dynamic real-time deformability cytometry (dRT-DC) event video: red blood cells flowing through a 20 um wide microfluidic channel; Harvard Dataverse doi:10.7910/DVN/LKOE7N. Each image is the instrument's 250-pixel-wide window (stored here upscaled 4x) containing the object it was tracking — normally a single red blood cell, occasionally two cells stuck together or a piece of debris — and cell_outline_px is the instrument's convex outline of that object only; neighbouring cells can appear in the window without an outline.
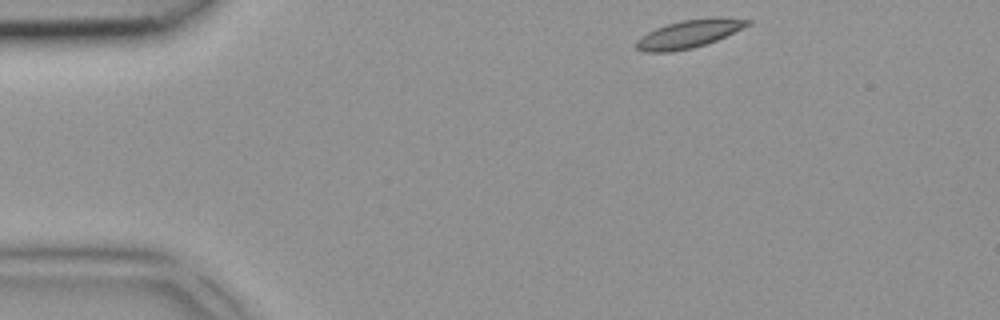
{"species": "common noctule bat (a hibernating species)", "species_latin": "Nyctalus noctula", "temperature_condition": "room temperature", "stored_images_in_passage": 3, "camera_frame_rate_fps": 3000, "um_per_image_px": 0.085, "animal": {"sex": "female", "body_mass_g": 18.4}, "frame": {"image": 1, "passage_image": 1, "time_ms": 0.0, "image_size_px": [1000, 320], "cell_outline_px": [[752, 24], [716, 40], [692, 48], [672, 52], [644, 52], [636, 48], [636, 40], [640, 36], [656, 28], [680, 20], [712, 16], [720, 16], [752, 20]], "centroid_in_image_um": [58.58, 2.86], "position_along_channel_um": 26.4, "area_um2": 18.38}}
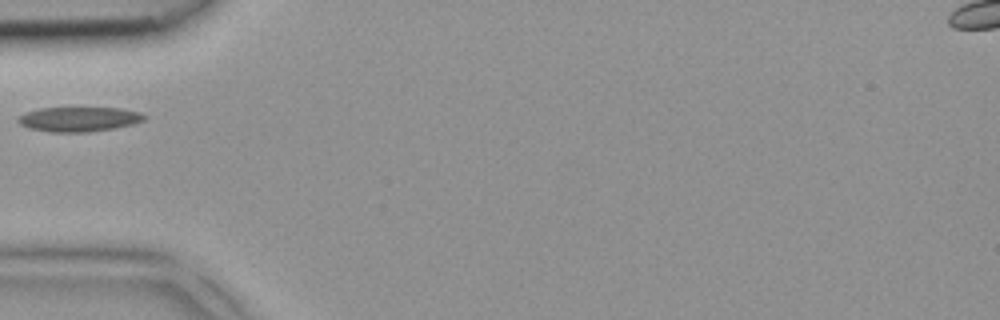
{"frame": {"image": 2, "passage_image": 3, "time_ms": 0.667, "image_size_px": [1000, 320], "cell_outline_px": [[148, 116], [144, 120], [132, 124], [116, 128], [88, 132], [52, 132], [32, 128], [20, 124], [16, 120], [16, 116], [24, 112], [40, 108], [120, 108], [140, 112]], "centroid_in_image_um": [6.71, 10.12], "position_along_channel_um": 78.3, "area_um2": 18.21}}